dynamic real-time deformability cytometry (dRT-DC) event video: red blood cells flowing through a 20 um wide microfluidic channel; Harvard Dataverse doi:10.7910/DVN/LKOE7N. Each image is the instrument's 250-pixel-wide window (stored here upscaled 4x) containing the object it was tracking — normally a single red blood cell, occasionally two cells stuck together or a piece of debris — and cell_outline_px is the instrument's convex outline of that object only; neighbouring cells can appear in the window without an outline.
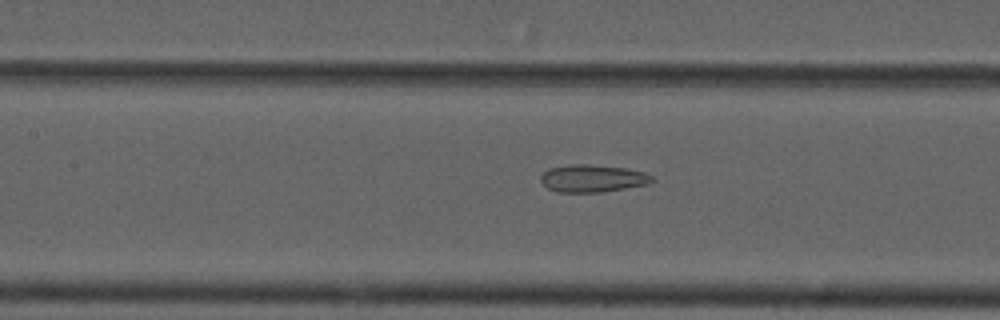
{"species": "common noctule bat (a hibernating species)", "species_latin": "Nyctalus noctula", "temperature_condition": "cold", "stored_images_in_passage": 48, "camera_frame_rate_fps": 3000, "um_per_image_px": 0.085, "animal": {"sex": "male", "forearm_length_mm": 52.5}, "frame": {"image": 1, "passage_image": 18, "time_ms": 5.667, "image_size_px": [1000, 320], "cell_outline_px": [[656, 180], [648, 184], [600, 192], [556, 192], [548, 188], [540, 180], [540, 176], [548, 168], [568, 164], [588, 164], [628, 168], [644, 172], [652, 176]], "centroid_in_image_um": [50.36, 15.15], "position_along_channel_um": 157.0, "area_um2": 17.92}}
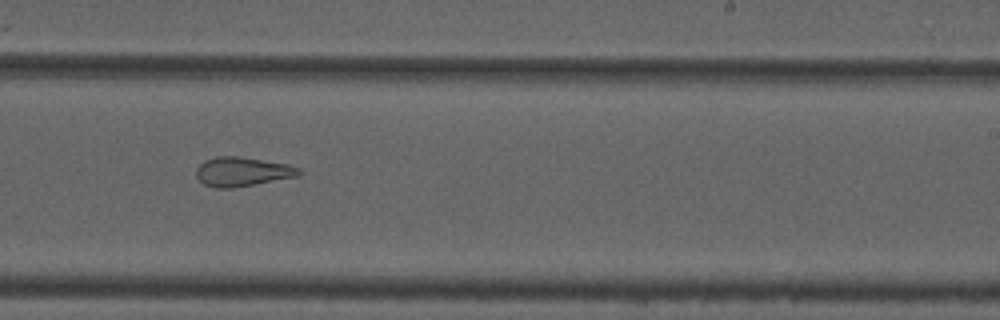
{"frame": {"image": 2, "passage_image": 27, "time_ms": 8.667, "image_size_px": [1000, 320], "cell_outline_px": [[304, 172], [300, 176], [232, 188], [216, 188], [204, 184], [196, 176], [196, 168], [204, 160], [216, 156], [240, 156], [288, 164], [300, 168]], "centroid_in_image_um": [20.62, 14.58], "position_along_channel_um": 268.4, "area_um2": 17.69}}
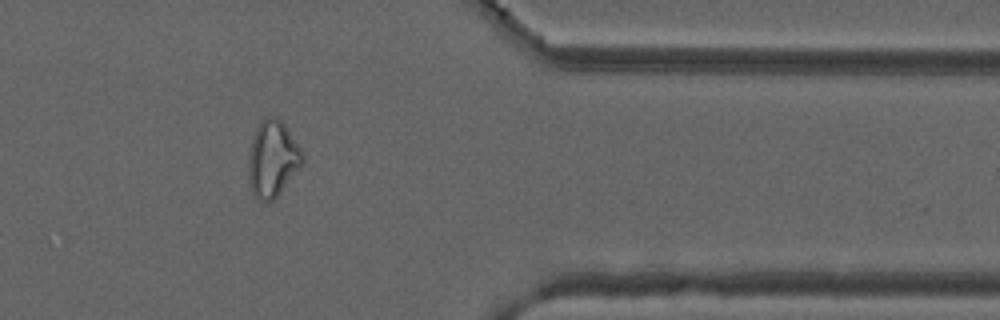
{"frame": {"image": 3, "passage_image": 38, "time_ms": 12.333, "image_size_px": [1000, 320], "cell_outline_px": [[304, 160], [300, 168], [280, 192], [268, 204], [264, 204], [252, 192], [248, 180], [248, 152], [252, 136], [260, 120], [264, 116], [276, 116], [284, 124], [300, 148], [304, 156]], "centroid_in_image_um": [23.13, 13.49], "position_along_channel_um": 388.3, "area_um2": 24.28}, "authors_computed_cell_mechanics": {"area_um2": 21.8484, "velocity_mm_per_s": 3.725, "shape_relaxation_time_tau1_ms": null, "shape_relaxation_time_tau2_ms": 2.4364, "deformation_change_tau1": null, "deformation_change_tau2": 0.1127}}